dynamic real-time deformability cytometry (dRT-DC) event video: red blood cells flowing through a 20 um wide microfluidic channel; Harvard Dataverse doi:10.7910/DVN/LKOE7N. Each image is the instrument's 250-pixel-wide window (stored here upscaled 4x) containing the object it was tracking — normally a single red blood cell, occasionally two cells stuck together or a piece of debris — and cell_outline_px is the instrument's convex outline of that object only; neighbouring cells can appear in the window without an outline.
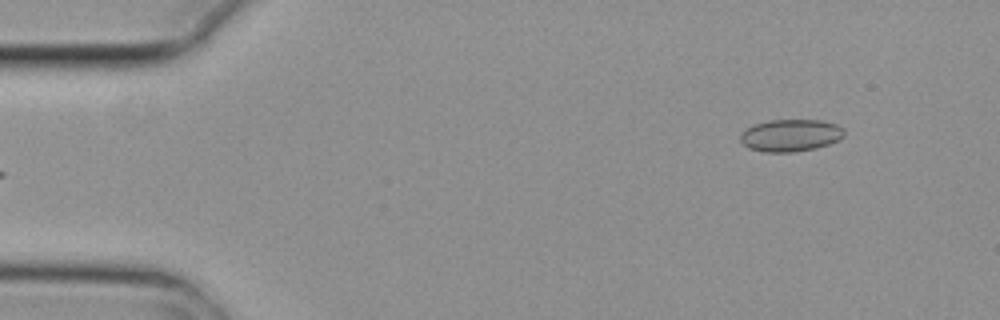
{"species": "common noctule bat (a hibernating species)", "species_latin": "Nyctalus noctula", "temperature_condition": "cold", "stored_images_in_passage": 5, "camera_frame_rate_fps": 3000, "um_per_image_px": 0.085, "animal": {"sex": "female", "body_mass_g": 29.2, "forearm_length_mm": 56.3}, "frame": {"image": 1, "passage_image": 5, "time_ms": 1.333, "image_size_px": [1000, 320], "cell_outline_px": [[844, 136], [828, 144], [816, 148], [792, 152], [764, 152], [748, 148], [740, 140], [740, 132], [756, 124], [768, 120], [820, 120], [836, 124], [844, 128]], "centroid_in_image_um": [67.19, 11.5], "position_along_channel_um": 17.8, "area_um2": 19.42}}